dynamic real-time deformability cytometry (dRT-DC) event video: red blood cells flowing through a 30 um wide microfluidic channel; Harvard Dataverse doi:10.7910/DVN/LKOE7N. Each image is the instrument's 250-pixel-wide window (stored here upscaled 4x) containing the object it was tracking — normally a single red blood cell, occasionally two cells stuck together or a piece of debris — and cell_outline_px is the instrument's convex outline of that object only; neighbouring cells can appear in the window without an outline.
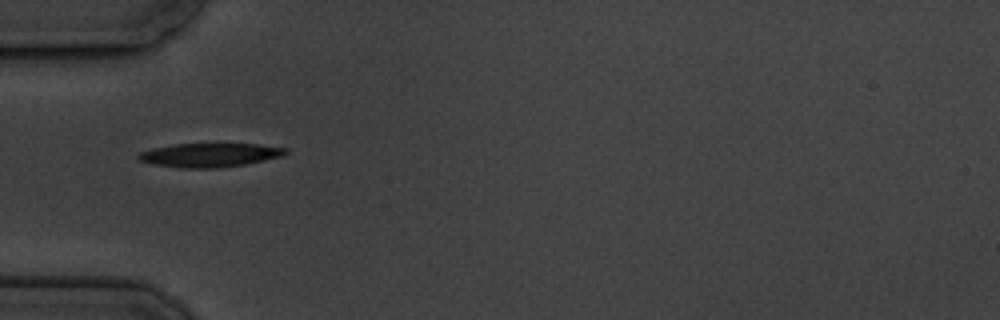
{"species": "common noctule bat (a hibernating species)", "species_latin": "Nyctalus noctula", "temperature_condition": "cold", "stored_images_in_passage": 11, "camera_frame_rate_fps": 3000, "um_per_image_px": 0.085, "animal": {"sex": "male", "body_mass_g": 19.5, "forearm_length_mm": 54.6}, "frame": {"image": 1, "passage_image": 1, "time_ms": 0.0, "image_size_px": [1000, 320], "cell_outline_px": [[288, 152], [284, 156], [244, 164], [220, 168], [180, 168], [152, 164], [136, 160], [136, 156], [140, 152], [152, 148], [172, 144], [256, 144], [288, 148]], "centroid_in_image_um": [17.79, 13.18], "position_along_channel_um": 67.2, "area_um2": 20.63}}
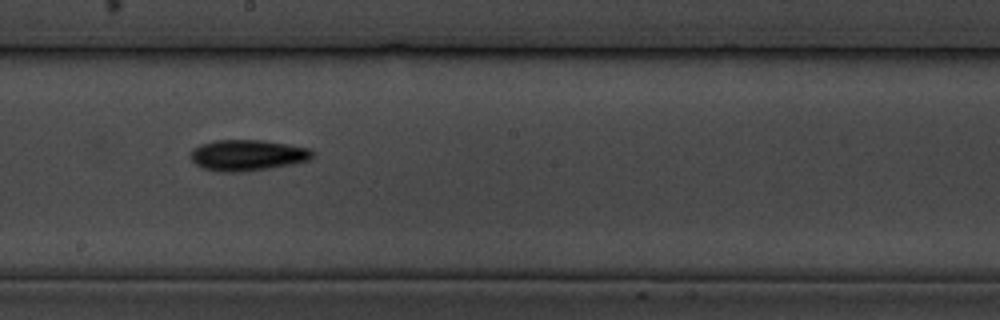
{"frame": {"image": 2, "passage_image": 5, "time_ms": 4.667, "image_size_px": [1000, 320], "cell_outline_px": [[316, 156], [308, 160], [292, 164], [268, 168], [240, 172], [224, 172], [204, 168], [196, 164], [192, 160], [192, 148], [200, 144], [216, 140], [260, 140], [288, 144], [308, 148], [316, 152]], "centroid_in_image_um": [21.07, 13.18], "position_along_channel_um": 227.1, "area_um2": 21.91}}
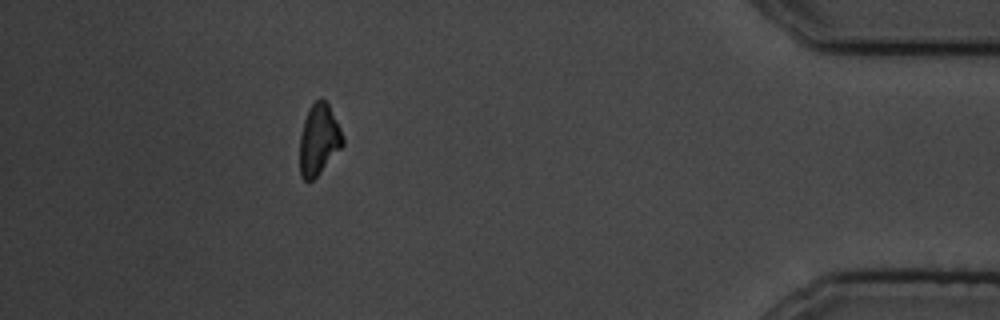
{"frame": {"image": 3, "passage_image": 10, "time_ms": 11.333, "image_size_px": [1000, 320], "cell_outline_px": [[344, 144], [320, 172], [312, 180], [304, 180], [300, 176], [300, 136], [304, 120], [312, 104], [320, 96], [328, 104], [344, 136]], "centroid_in_image_um": [27.1, 11.86], "position_along_channel_um": 408.1, "area_um2": 17.51}, "authors_computed_cell_mechanics": {"area_um2": 19.7098, "velocity_mm_per_s": 3.4525, "shape_relaxation_time_tau1_ms": 1.7522, "shape_relaxation_time_tau2_ms": 4.6326, "deformation_change_tau1": 0.0837, "deformation_change_tau2": 0.134}}